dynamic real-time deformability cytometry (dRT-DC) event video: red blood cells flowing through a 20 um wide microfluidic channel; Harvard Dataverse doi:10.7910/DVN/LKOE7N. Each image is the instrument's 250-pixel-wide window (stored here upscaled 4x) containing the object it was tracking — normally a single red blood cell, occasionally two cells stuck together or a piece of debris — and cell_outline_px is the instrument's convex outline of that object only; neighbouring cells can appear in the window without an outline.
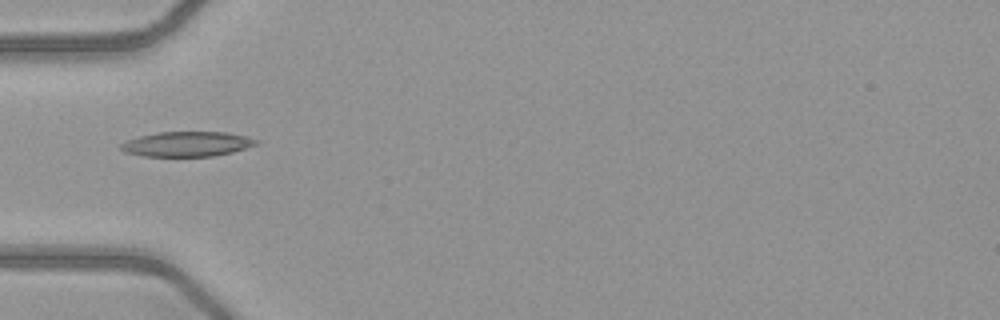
{"species": "common noctule bat (a hibernating species)", "species_latin": "Nyctalus noctula", "temperature_condition": "warm", "stored_images_in_passage": 35, "camera_frame_rate_fps": 3000, "um_per_image_px": 0.085, "animal": {"sex": "female", "body_mass_g": 21.9}, "frame": {"image": 1, "passage_image": 1, "time_ms": 0.0, "image_size_px": [1000, 320], "cell_outline_px": [[260, 144], [232, 152], [212, 156], [144, 156], [124, 152], [120, 148], [120, 144], [128, 140], [140, 136], [160, 132], [224, 132], [248, 136], [260, 140]], "centroid_in_image_um": [15.95, 12.24], "position_along_channel_um": 69.1, "area_um2": 19.65}}
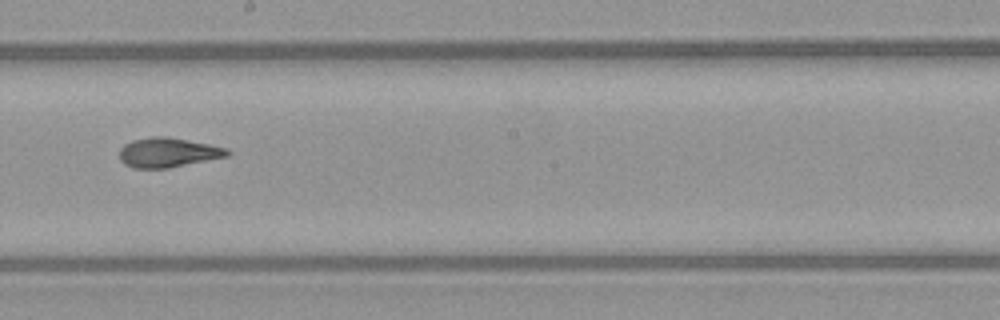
{"frame": {"image": 2, "passage_image": 13, "time_ms": 4.0, "image_size_px": [1000, 320], "cell_outline_px": [[232, 152], [228, 156], [168, 168], [132, 168], [124, 164], [120, 160], [120, 148], [124, 144], [132, 140], [152, 136], [164, 136], [208, 144], [228, 148]], "centroid_in_image_um": [14.26, 12.96], "position_along_channel_um": 233.9, "area_um2": 18.55}}
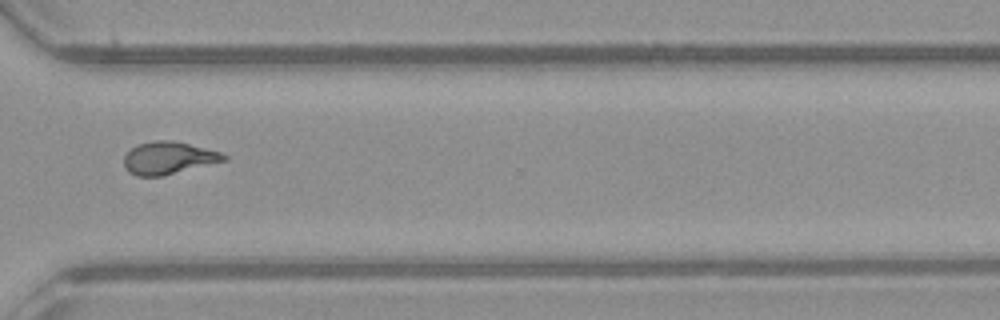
{"frame": {"image": 3, "passage_image": 22, "time_ms": 7.0, "image_size_px": [1000, 320], "cell_outline_px": [[228, 160], [164, 176], [136, 176], [128, 172], [124, 168], [124, 156], [136, 144], [156, 140], [172, 140], [220, 152], [228, 156]], "centroid_in_image_um": [14.31, 13.44], "position_along_channel_um": 356.3, "area_um2": 19.02}, "authors_computed_cell_mechanics": {"area_um2": 18.6116, "velocity_mm_per_s": 4.0902, "shape_relaxation_time_tau1_ms": 5.7243, "shape_relaxation_time_tau2_ms": 1.4662, "deformation_change_tau1": 0.2126, "deformation_change_tau2": 0.0852}}